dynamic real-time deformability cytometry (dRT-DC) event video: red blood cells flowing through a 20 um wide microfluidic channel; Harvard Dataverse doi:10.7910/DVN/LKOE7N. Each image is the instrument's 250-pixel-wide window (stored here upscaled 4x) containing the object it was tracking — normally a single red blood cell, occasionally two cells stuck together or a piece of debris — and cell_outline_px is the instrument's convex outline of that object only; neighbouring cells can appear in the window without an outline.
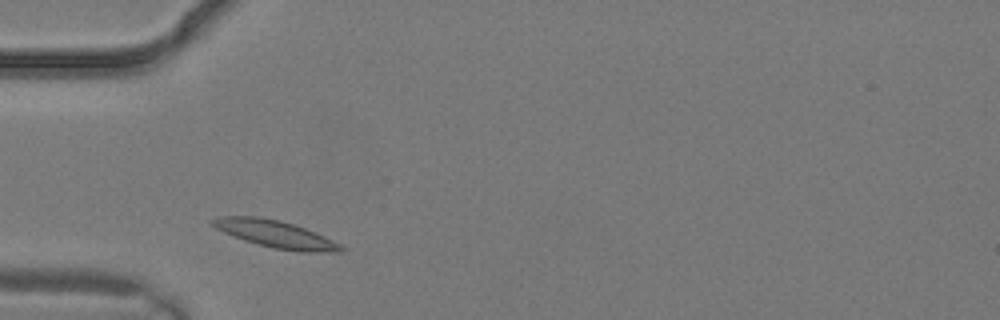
{"species": "common noctule bat (a hibernating species)", "species_latin": "Nyctalus noctula", "temperature_condition": "warm", "stored_images_in_passage": 1, "camera_frame_rate_fps": 3000, "um_per_image_px": 0.085, "animal": {"sex": "male", "body_mass_g": 19.2, "forearm_length_mm": 51.8}, "frame": {"image": 1, "passage_image": 1, "time_ms": 0.0, "image_size_px": [1000, 320], "cell_outline_px": [[348, 248], [344, 252], [300, 252], [272, 248], [244, 240], [224, 232], [216, 228], [208, 220], [220, 216], [256, 216], [280, 220], [316, 232]], "centroid_in_image_um": [23.46, 19.91], "position_along_channel_um": 61.5, "area_um2": 20.46}}